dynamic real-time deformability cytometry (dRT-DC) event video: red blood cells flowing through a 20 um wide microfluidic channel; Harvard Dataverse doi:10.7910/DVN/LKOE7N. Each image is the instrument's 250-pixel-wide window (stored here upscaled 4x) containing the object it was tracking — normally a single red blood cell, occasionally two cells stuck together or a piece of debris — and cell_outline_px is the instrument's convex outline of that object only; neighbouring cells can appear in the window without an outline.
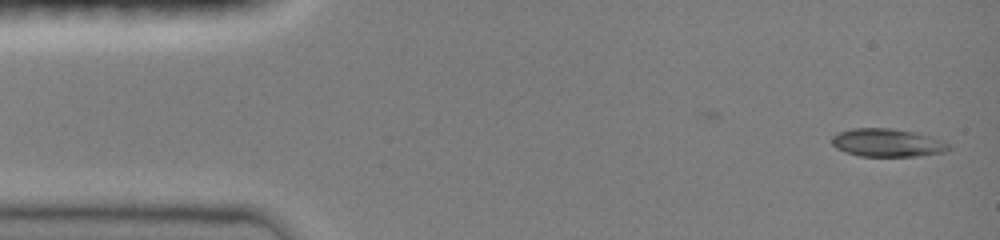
{"species": "common noctule bat (a hibernating species)", "species_latin": "Nyctalus noctula", "temperature_condition": "room temperature", "stored_images_in_passage": 41, "camera_frame_rate_fps": 3000, "um_per_image_px": 0.085, "animal": {"sex": "female", "body_mass_g": 19.0, "forearm_length_mm": 51.5}, "frame": {"image": 1, "passage_image": 1, "time_ms": 0.0, "image_size_px": [1000, 240], "cell_outline_px": [[952, 148], [944, 152], [920, 156], [860, 156], [844, 152], [836, 148], [832, 144], [832, 136], [840, 132], [852, 128], [892, 128], [916, 132], [932, 136], [948, 144]], "centroid_in_image_um": [75.43, 12.13], "position_along_channel_um": 9.6, "area_um2": 19.25}}
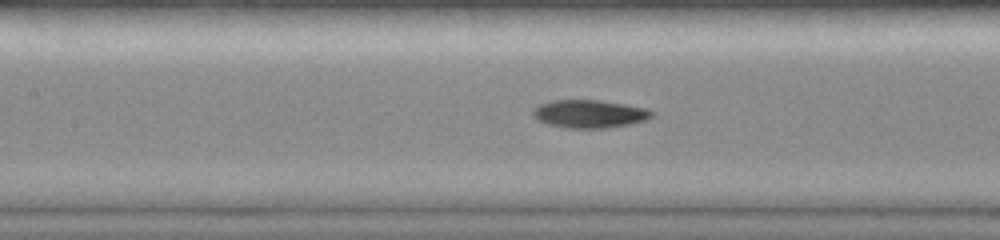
{"frame": {"image": 2, "passage_image": 20, "time_ms": 6.333, "image_size_px": [1000, 240], "cell_outline_px": [[656, 116], [648, 120], [632, 124], [604, 128], [564, 128], [548, 124], [532, 116], [532, 112], [540, 104], [552, 100], [600, 100], [648, 108], [656, 112]], "centroid_in_image_um": [50.2, 9.68], "position_along_channel_um": 157.2, "area_um2": 19.65}}
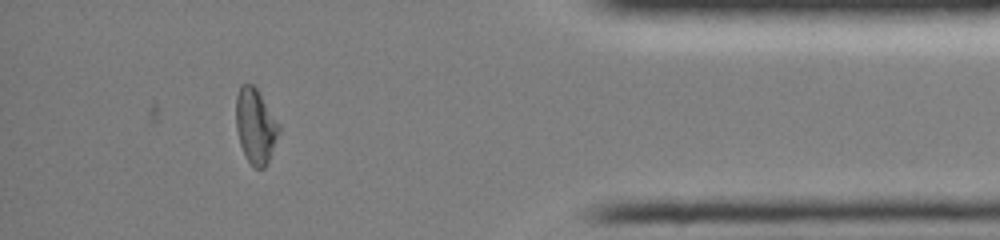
{"frame": {"image": 3, "passage_image": 41, "time_ms": 13.333, "image_size_px": [1000, 240], "cell_outline_px": [[280, 132], [268, 160], [264, 168], [252, 168], [244, 156], [240, 144], [236, 128], [236, 96], [240, 84], [252, 84], [256, 88], [280, 124]], "centroid_in_image_um": [21.71, 10.72], "position_along_channel_um": 413.5, "area_um2": 18.84}, "authors_computed_cell_mechanics": {"area_um2": 18.8428, "velocity_mm_per_s": 4.0554, "shape_relaxation_time_tau1_ms": 6.3226, "shape_relaxation_time_tau2_ms": 4.8742, "deformation_change_tau1": 0.2035, "deformation_change_tau2": 0.0895}}